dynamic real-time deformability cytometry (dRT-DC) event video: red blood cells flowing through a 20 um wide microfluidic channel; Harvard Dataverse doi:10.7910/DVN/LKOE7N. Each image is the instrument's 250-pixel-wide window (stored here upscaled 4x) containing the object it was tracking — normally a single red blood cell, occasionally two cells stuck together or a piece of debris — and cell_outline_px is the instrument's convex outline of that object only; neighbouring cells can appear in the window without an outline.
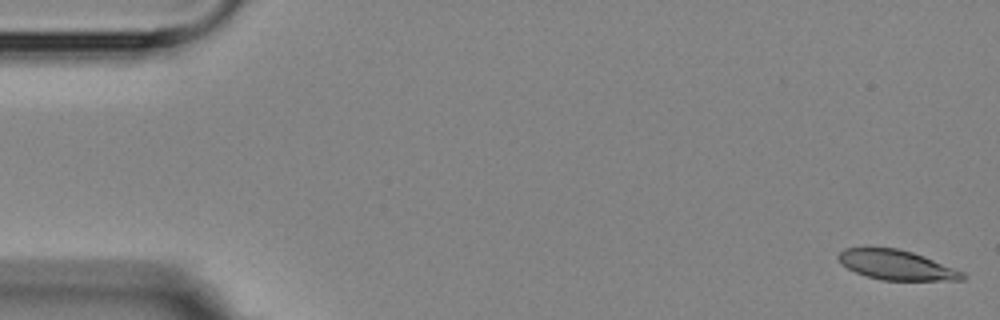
{"species": "Egyptian fruit bat (a non-hibernating species)", "species_latin": "Rousettus aegyptiacus", "temperature_condition": "room temperature", "stored_images_in_passage": 11, "camera_frame_rate_fps": 3000, "um_per_image_px": 0.085, "animal": {"sex": "female"}, "frame": {"image": 1, "passage_image": 1, "time_ms": 0.0, "image_size_px": [1000, 320], "cell_outline_px": [[968, 276], [964, 280], [880, 280], [856, 272], [840, 264], [836, 256], [844, 248], [896, 248], [912, 252], [924, 256], [956, 268], [964, 272]], "centroid_in_image_um": [76.23, 22.53], "position_along_channel_um": 8.8, "area_um2": 21.56}}
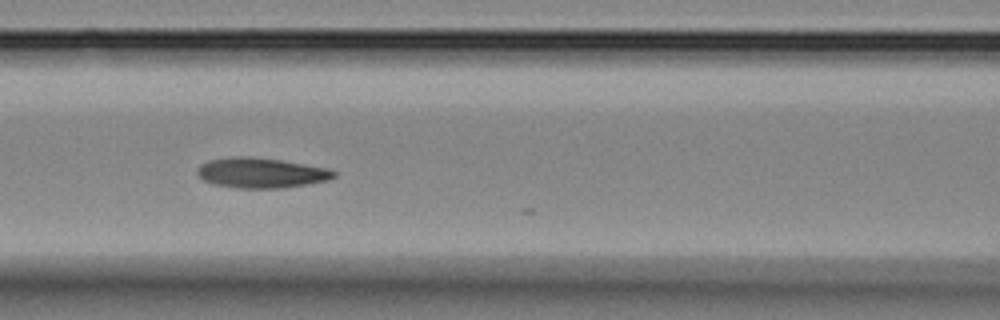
{"frame": {"image": 2, "passage_image": 6, "time_ms": 7.333, "image_size_px": [1000, 320], "cell_outline_px": [[336, 176], [328, 180], [308, 184], [284, 188], [236, 188], [216, 184], [204, 180], [196, 172], [200, 164], [208, 160], [232, 156], [252, 156], [280, 160], [328, 168], [336, 172]], "centroid_in_image_um": [22.2, 14.68], "position_along_channel_um": 144.4, "area_um2": 24.04}}
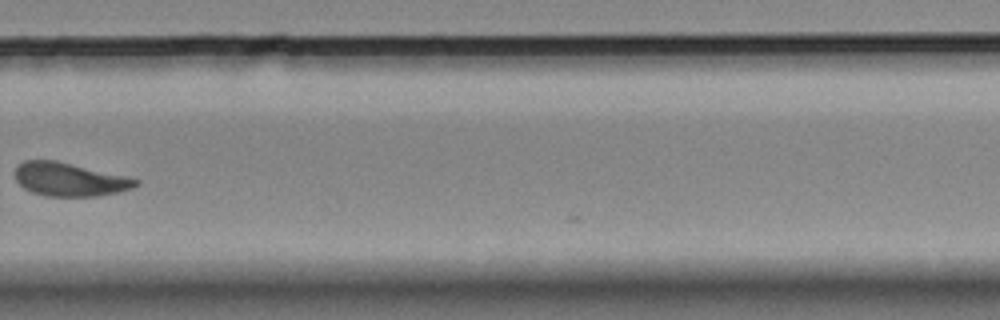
{"frame": {"image": 3, "passage_image": 10, "time_ms": 12.333, "image_size_px": [1000, 320], "cell_outline_px": [[140, 184], [132, 188], [120, 192], [100, 196], [44, 196], [32, 192], [24, 188], [16, 180], [16, 164], [24, 160], [56, 160], [128, 176], [140, 180]], "centroid_in_image_um": [5.94, 15.25], "position_along_channel_um": 323.9, "area_um2": 23.81}}